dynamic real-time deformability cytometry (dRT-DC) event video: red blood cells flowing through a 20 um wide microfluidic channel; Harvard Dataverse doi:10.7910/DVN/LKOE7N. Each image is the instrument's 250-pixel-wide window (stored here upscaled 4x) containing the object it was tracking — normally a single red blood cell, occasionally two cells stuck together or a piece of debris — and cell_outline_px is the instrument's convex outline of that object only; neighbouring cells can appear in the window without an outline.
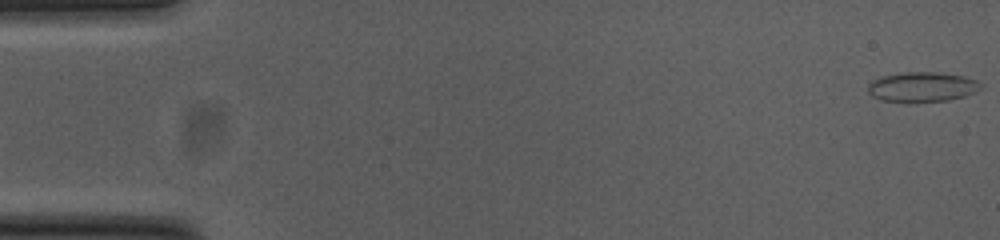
{"species": "common noctule bat (a hibernating species)", "species_latin": "Nyctalus noctula", "temperature_condition": "cold", "stored_images_in_passage": 54, "camera_frame_rate_fps": 3000, "um_per_image_px": 0.085, "animal": {"sex": "female", "body_mass_g": 23.0, "forearm_length_mm": 53.4}, "frame": {"image": 1, "passage_image": 1, "time_ms": 0.0, "image_size_px": [1000, 240], "cell_outline_px": [[984, 88], [976, 92], [964, 96], [948, 100], [880, 100], [872, 96], [868, 92], [868, 84], [872, 80], [880, 76], [904, 72], [936, 72], [964, 76], [980, 80], [984, 84]], "centroid_in_image_um": [78.45, 7.35], "position_along_channel_um": 6.6, "area_um2": 19.48}}
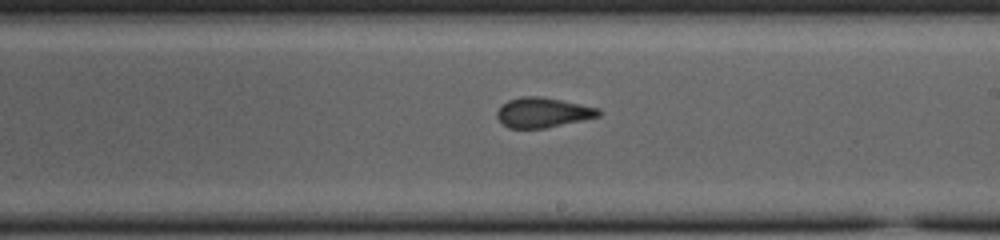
{"frame": {"image": 2, "passage_image": 31, "time_ms": 10.0, "image_size_px": [1000, 240], "cell_outline_px": [[600, 116], [544, 128], [508, 128], [496, 116], [496, 112], [508, 100], [520, 96], [540, 96], [600, 108]], "centroid_in_image_um": [46.13, 9.56], "position_along_channel_um": 242.9, "area_um2": 17.46}}
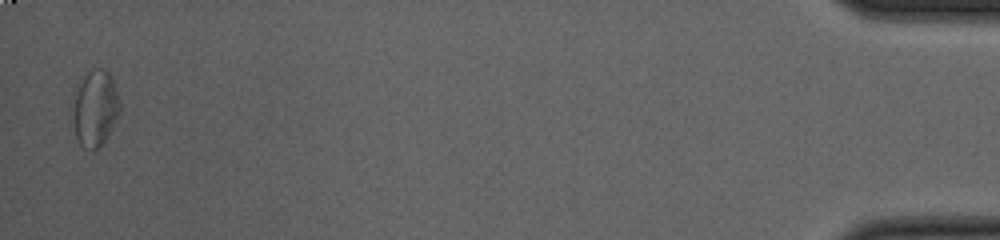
{"frame": {"image": 3, "passage_image": 53, "time_ms": 17.333, "image_size_px": [1000, 240], "cell_outline_px": [[120, 112], [104, 140], [92, 152], [84, 148], [80, 144], [76, 136], [72, 120], [72, 112], [76, 92], [84, 76], [92, 68], [104, 68], [108, 72], [112, 80], [120, 100]], "centroid_in_image_um": [8.08, 9.21], "position_along_channel_um": 427.1, "area_um2": 20.58}, "authors_computed_cell_mechanics": {"area_um2": 18.2359, "velocity_mm_per_s": 3.7978, "shape_relaxation_time_tau1_ms": 9.3131, "shape_relaxation_time_tau2_ms": 1.1465, "deformation_change_tau1": 0.1943, "deformation_change_tau2": 0.0685}}